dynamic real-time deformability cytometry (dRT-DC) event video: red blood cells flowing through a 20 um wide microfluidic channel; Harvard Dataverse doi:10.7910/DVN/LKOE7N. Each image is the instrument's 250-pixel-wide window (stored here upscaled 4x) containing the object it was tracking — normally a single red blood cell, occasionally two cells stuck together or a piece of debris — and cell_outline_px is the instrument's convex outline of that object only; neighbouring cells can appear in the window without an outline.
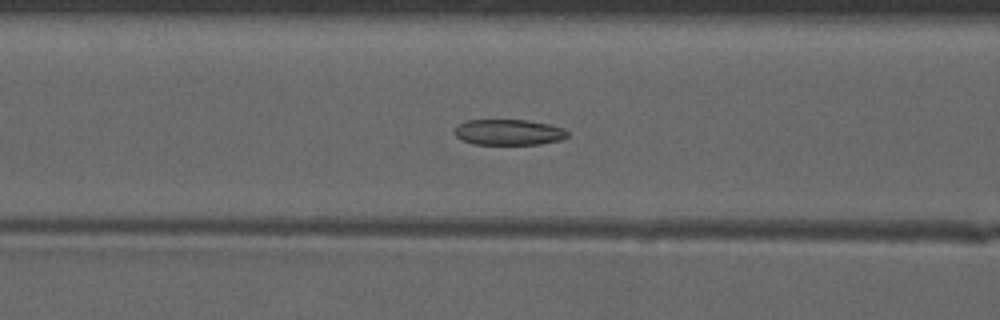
{"species": "common noctule bat (a hibernating species)", "species_latin": "Nyctalus noctula", "temperature_condition": "warm", "stored_images_in_passage": 51, "camera_frame_rate_fps": 3000, "um_per_image_px": 0.085, "animal": {"sex": "male", "forearm_length_mm": 52.5}, "frame": {"image": 1, "passage_image": 22, "time_ms": 7.0, "image_size_px": [1000, 320], "cell_outline_px": [[568, 136], [560, 140], [540, 144], [476, 144], [464, 140], [456, 136], [452, 132], [464, 120], [528, 120], [548, 124], [564, 128], [568, 132]], "centroid_in_image_um": [43.25, 11.23], "position_along_channel_um": 123.4, "area_um2": 16.88}}
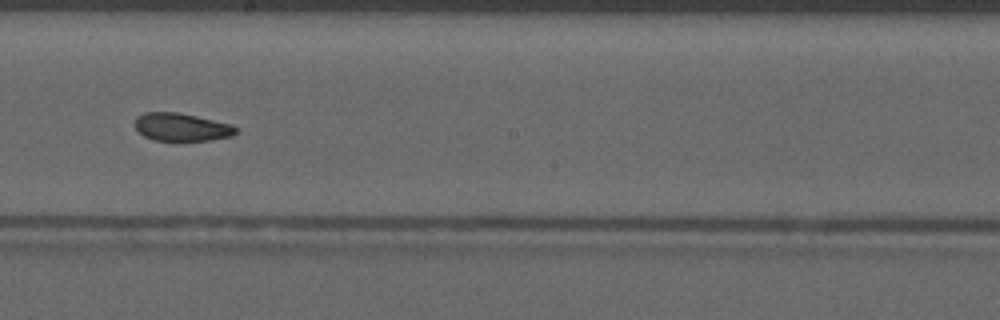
{"frame": {"image": 2, "passage_image": 30, "time_ms": 9.667, "image_size_px": [1000, 320], "cell_outline_px": [[240, 128], [232, 136], [208, 140], [156, 140], [144, 136], [136, 128], [136, 116], [144, 112], [176, 112], [196, 116], [232, 124]], "centroid_in_image_um": [15.46, 10.79], "position_along_channel_um": 232.7, "area_um2": 16.3}}
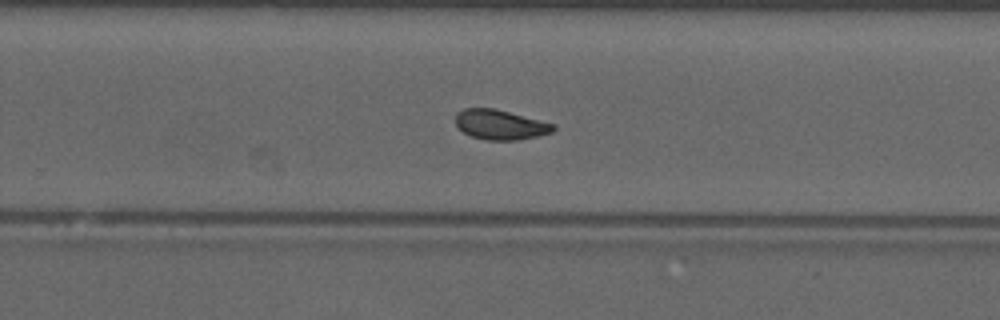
{"frame": {"image": 3, "passage_image": 34, "time_ms": 11.0, "image_size_px": [1000, 320], "cell_outline_px": [[556, 128], [552, 132], [536, 136], [516, 140], [484, 140], [472, 136], [464, 132], [456, 124], [456, 112], [464, 108], [496, 108], [556, 124]], "centroid_in_image_um": [42.53, 10.58], "position_along_channel_um": 287.3, "area_um2": 17.05}, "authors_computed_cell_mechanics": {"area_um2": 17.5712, "velocity_mm_per_s": 4.1161, "shape_relaxation_time_tau1_ms": null, "shape_relaxation_time_tau2_ms": 2.599, "deformation_change_tau1": null, "deformation_change_tau2": 0.0814}}